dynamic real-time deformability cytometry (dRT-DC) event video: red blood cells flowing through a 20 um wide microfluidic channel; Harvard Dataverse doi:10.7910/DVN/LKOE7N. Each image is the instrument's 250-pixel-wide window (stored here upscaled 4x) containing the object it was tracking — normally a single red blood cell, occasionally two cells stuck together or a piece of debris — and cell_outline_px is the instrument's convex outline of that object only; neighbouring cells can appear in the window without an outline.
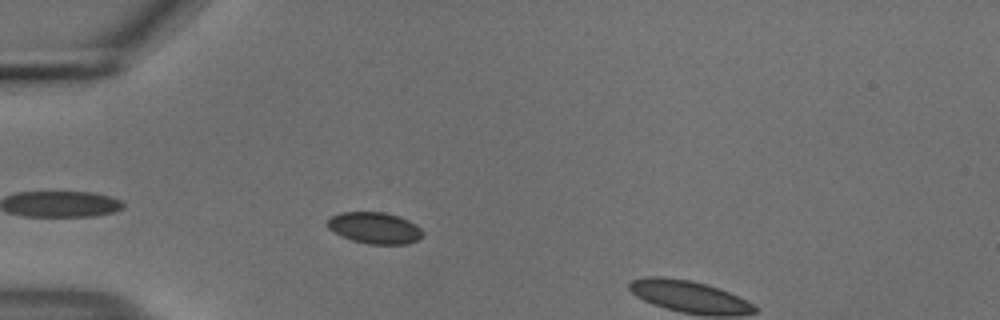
{"species": "common noctule bat (a hibernating species)", "species_latin": "Nyctalus noctula", "temperature_condition": "cold", "stored_images_in_passage": 7, "camera_frame_rate_fps": 3000, "um_per_image_px": 0.085, "animal": {"sex": "male", "body_mass_g": 18.8}, "frame": {"image": 1, "passage_image": 5, "time_ms": 1.333, "image_size_px": [1000, 320], "cell_outline_px": [[424, 232], [416, 240], [408, 244], [368, 244], [352, 240], [340, 236], [328, 228], [328, 220], [332, 216], [340, 212], [384, 212], [400, 216], [416, 224]], "centroid_in_image_um": [31.84, 19.37], "position_along_channel_um": 53.2, "area_um2": 17.46}}